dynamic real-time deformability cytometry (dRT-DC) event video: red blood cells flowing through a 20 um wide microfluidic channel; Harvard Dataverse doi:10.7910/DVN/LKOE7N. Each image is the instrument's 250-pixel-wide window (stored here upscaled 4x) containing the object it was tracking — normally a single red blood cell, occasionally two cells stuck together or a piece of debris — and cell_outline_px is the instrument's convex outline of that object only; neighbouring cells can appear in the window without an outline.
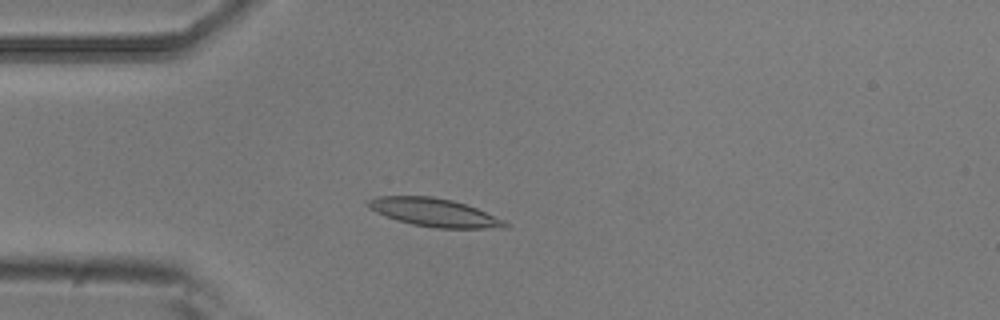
{"species": "common noctule bat (a hibernating species)", "species_latin": "Nyctalus noctula", "temperature_condition": "room temperature", "stored_images_in_passage": 4, "camera_frame_rate_fps": 3000, "um_per_image_px": 0.085, "animal": {"sex": "male", "body_mass_g": 20.5, "forearm_length_mm": 52.5}, "frame": {"image": 1, "passage_image": 4, "time_ms": 1.0, "image_size_px": [1000, 320], "cell_outline_px": [[512, 224], [508, 228], [436, 228], [412, 224], [396, 220], [376, 212], [368, 208], [364, 204], [368, 200], [376, 196], [432, 196], [452, 200], [476, 208], [504, 220]], "centroid_in_image_um": [36.9, 18.06], "position_along_channel_um": 48.1, "area_um2": 22.6}}